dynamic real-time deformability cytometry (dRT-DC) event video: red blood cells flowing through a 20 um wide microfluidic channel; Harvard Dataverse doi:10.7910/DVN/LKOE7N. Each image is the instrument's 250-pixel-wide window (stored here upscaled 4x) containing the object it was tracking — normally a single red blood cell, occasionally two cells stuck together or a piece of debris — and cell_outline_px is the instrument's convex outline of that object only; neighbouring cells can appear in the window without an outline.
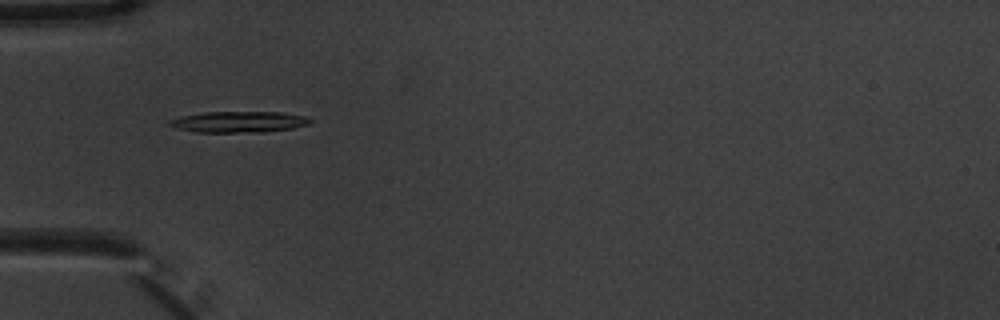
{"species": "common noctule bat (a hibernating species)", "species_latin": "Nyctalus noctula", "temperature_condition": "warm", "stored_images_in_passage": 5, "camera_frame_rate_fps": 3000, "um_per_image_px": 0.085, "animal": {"sex": "male", "body_mass_g": 20.1, "forearm_length_mm": 53.5}, "frame": {"image": 1, "passage_image": 3, "time_ms": 0.667, "image_size_px": [1000, 320], "cell_outline_px": [[312, 120], [308, 124], [292, 128], [264, 132], [196, 132], [176, 128], [164, 124], [168, 120], [180, 116], [204, 112], [280, 112], [304, 116]], "centroid_in_image_um": [20.21, 10.36], "position_along_channel_um": 64.8, "area_um2": 17.34}}
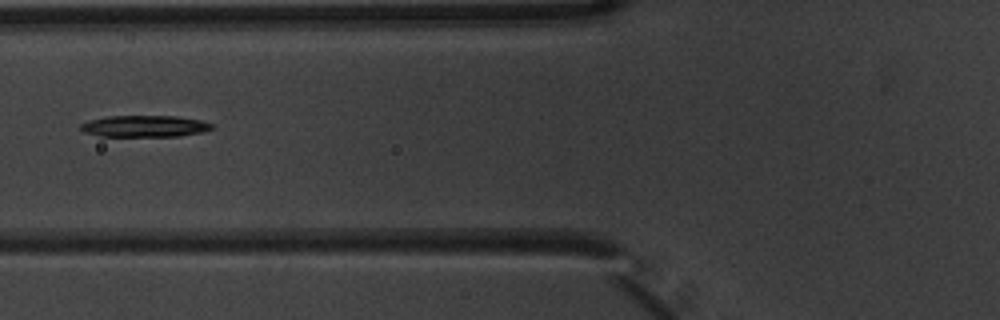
{"frame": {"image": 2, "passage_image": 4, "time_ms": 1.0, "image_size_px": [1000, 320], "cell_outline_px": [[212, 128], [204, 132], [176, 136], [100, 136], [84, 132], [80, 128], [80, 124], [88, 120], [108, 116], [176, 116], [200, 120], [212, 124]], "centroid_in_image_um": [12.26, 10.72], "position_along_channel_um": 113.5, "area_um2": 16.42}}
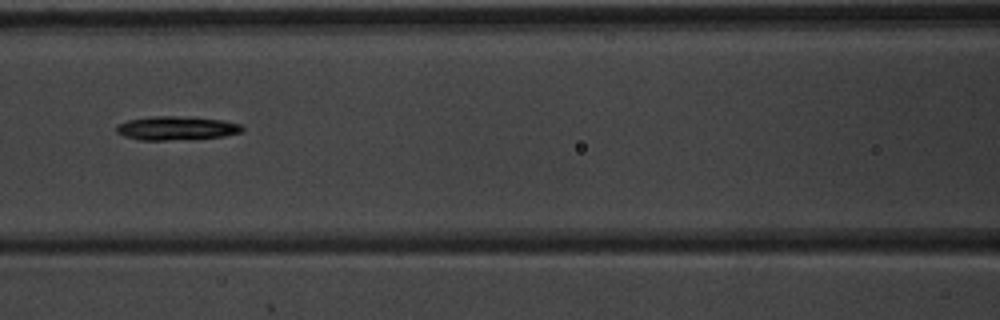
{"frame": {"image": 3, "passage_image": 5, "time_ms": 1.333, "image_size_px": [1000, 320], "cell_outline_px": [[244, 128], [240, 132], [224, 136], [192, 140], [140, 140], [124, 136], [116, 132], [116, 124], [128, 120], [152, 116], [176, 116], [220, 120], [240, 124]], "centroid_in_image_um": [14.96, 10.91], "position_along_channel_um": 151.6, "area_um2": 17.51}}